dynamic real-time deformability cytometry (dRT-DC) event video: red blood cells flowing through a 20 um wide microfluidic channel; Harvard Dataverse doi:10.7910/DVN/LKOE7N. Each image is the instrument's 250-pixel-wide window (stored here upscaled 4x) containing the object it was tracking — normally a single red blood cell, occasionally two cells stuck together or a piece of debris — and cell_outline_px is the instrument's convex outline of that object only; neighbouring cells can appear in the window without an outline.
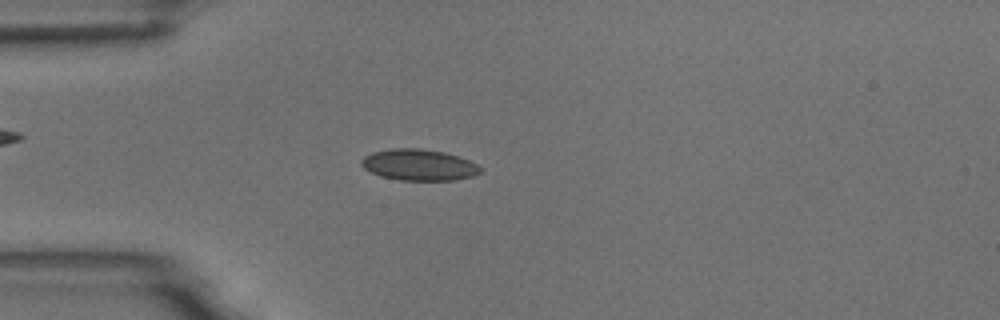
{"species": "common noctule bat (a hibernating species)", "species_latin": "Nyctalus noctula", "temperature_condition": "room temperature", "stored_images_in_passage": 5, "camera_frame_rate_fps": 3000, "um_per_image_px": 0.085, "animal": {"sex": "male", "body_mass_g": 18.8}, "frame": {"image": 1, "passage_image": 3, "time_ms": 2.333, "image_size_px": [1000, 320], "cell_outline_px": [[480, 172], [472, 176], [456, 180], [400, 180], [380, 176], [364, 168], [360, 164], [360, 160], [364, 156], [372, 152], [392, 148], [416, 148], [444, 152], [468, 160], [476, 164], [480, 168]], "centroid_in_image_um": [35.56, 14.01], "position_along_channel_um": 49.4, "area_um2": 21.5}}